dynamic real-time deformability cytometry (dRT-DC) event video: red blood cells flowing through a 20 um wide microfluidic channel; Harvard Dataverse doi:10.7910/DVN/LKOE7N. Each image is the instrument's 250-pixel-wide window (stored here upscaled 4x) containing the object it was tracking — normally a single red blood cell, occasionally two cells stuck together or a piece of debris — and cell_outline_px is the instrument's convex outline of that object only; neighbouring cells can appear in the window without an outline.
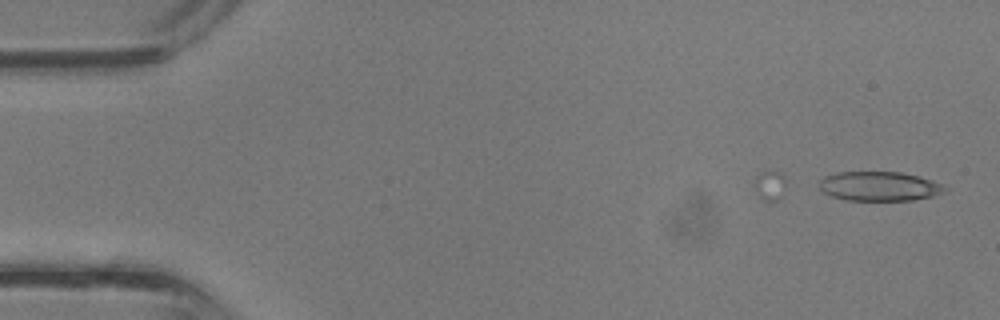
{"species": "common noctule bat (a hibernating species)", "species_latin": "Nyctalus noctula", "temperature_condition": "room temperature", "stored_images_in_passage": 3, "camera_frame_rate_fps": 3000, "um_per_image_px": 0.085, "animal": {"sex": "male", "body_mass_g": 13.3}, "frame": {"image": 1, "passage_image": 1, "time_ms": 0.0, "image_size_px": [1000, 320], "cell_outline_px": [[944, 192], [932, 196], [912, 200], [844, 200], [832, 196], [824, 192], [820, 188], [820, 180], [824, 176], [836, 172], [900, 172], [920, 176], [932, 180], [940, 184], [944, 188]], "centroid_in_image_um": [74.71, 15.82], "position_along_channel_um": 10.3, "area_um2": 21.33}}